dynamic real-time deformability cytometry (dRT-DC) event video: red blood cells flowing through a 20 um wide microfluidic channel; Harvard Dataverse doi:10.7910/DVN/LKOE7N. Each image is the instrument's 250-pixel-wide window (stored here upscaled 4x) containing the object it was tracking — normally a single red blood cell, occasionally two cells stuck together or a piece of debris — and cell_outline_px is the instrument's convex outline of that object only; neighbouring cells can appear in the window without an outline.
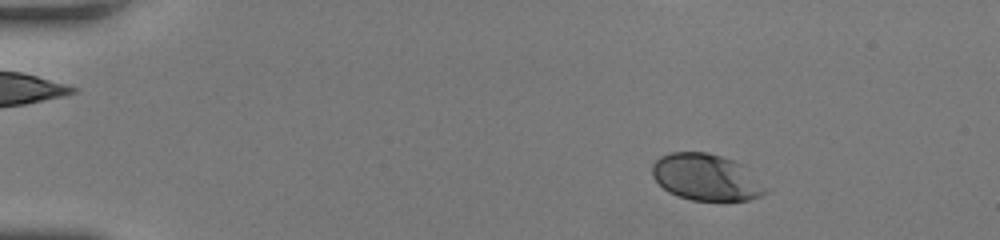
{"species": "human", "species_latin": "Homo sapiens", "temperature_condition": "room temperature", "stored_images_in_passage": 46, "camera_frame_rate_fps": 3000, "um_per_image_px": 0.085, "donor": {"sex": "female"}, "frame": {"image": 1, "passage_image": 2, "time_ms": 0.333, "image_size_px": [1000, 240], "cell_outline_px": [[772, 188], [768, 192], [760, 196], [748, 200], [692, 200], [676, 196], [668, 192], [652, 176], [652, 164], [660, 156], [672, 152], [708, 152], [744, 164]], "centroid_in_image_um": [60.1, 15.07], "position_along_channel_um": 24.9, "area_um2": 31.33}}
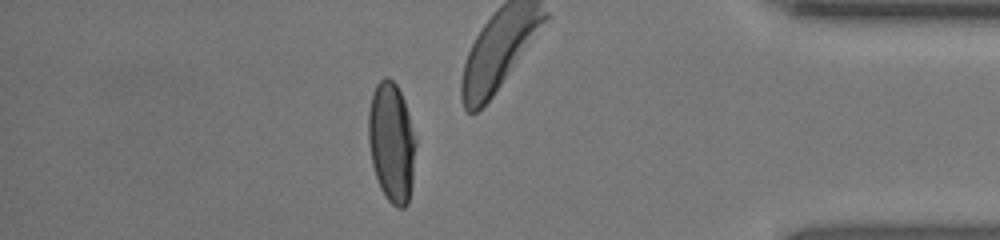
{"frame": {"image": 2, "passage_image": 40, "time_ms": 13.0, "image_size_px": [1000, 240], "cell_outline_px": [[416, 144], [412, 184], [408, 204], [404, 208], [396, 208], [388, 200], [380, 188], [372, 164], [368, 140], [368, 112], [372, 92], [376, 84], [384, 76], [388, 76], [396, 84], [404, 100], [408, 112], [416, 140]], "centroid_in_image_um": [33.28, 12.09], "position_along_channel_um": 401.9, "area_um2": 33.29}, "authors_computed_cell_mechanics": {"area_um2": 32.8882, "velocity_mm_per_s": 4.0312, "shape_relaxation_time_tau1_ms": 3.7301, "shape_relaxation_time_tau2_ms": null, "deformation_change_tau1": 0.1891, "deformation_change_tau2": null}}